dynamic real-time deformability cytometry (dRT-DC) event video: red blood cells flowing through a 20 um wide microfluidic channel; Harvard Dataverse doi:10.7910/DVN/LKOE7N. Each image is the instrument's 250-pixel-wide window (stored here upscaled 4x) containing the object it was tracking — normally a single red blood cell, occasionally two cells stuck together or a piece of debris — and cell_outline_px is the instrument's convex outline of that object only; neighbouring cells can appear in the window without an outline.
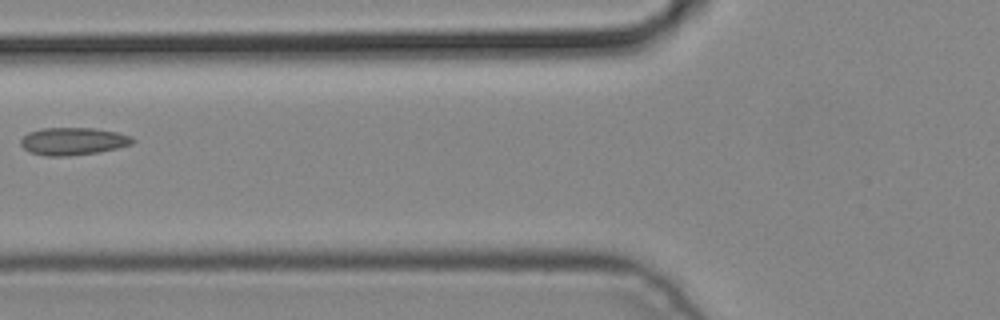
{"species": "common noctule bat (a hibernating species)", "species_latin": "Nyctalus noctula", "temperature_condition": "cold", "stored_images_in_passage": 5, "camera_frame_rate_fps": 3000, "um_per_image_px": 0.085, "animal": {"sex": "male", "body_mass_g": 19.2, "forearm_length_mm": 51.8}, "frame": {"image": 1, "passage_image": 5, "time_ms": 1.333, "image_size_px": [1000, 320], "cell_outline_px": [[136, 140], [132, 144], [116, 148], [96, 152], [68, 156], [48, 156], [28, 152], [20, 144], [20, 140], [28, 132], [40, 128], [92, 128], [116, 132], [132, 136]], "centroid_in_image_um": [6.19, 12.0], "position_along_channel_um": 119.6, "area_um2": 17.92}}